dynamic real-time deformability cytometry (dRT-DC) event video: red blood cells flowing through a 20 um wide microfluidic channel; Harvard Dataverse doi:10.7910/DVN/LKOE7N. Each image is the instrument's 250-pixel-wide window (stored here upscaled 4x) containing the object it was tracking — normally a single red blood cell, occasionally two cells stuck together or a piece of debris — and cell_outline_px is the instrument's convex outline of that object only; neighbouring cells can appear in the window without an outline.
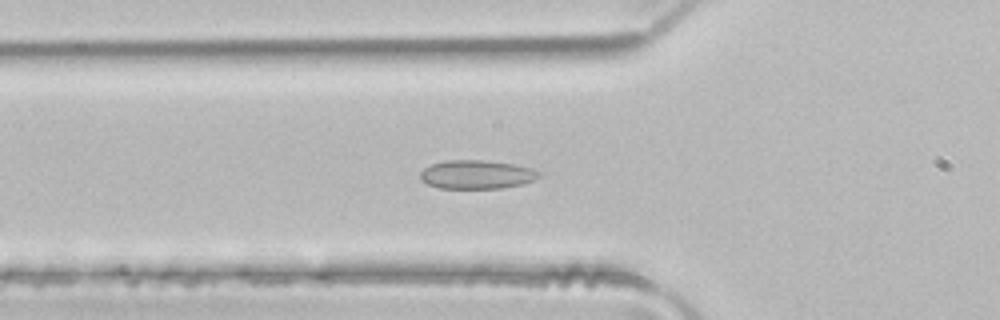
{"species": "common noctule bat (a hibernating species)", "species_latin": "Nyctalus noctula", "temperature_condition": "room temperature", "stored_images_in_passage": 41, "camera_frame_rate_fps": 3000, "um_per_image_px": 0.085, "animal": {"sex": "male", "body_mass_g": 21.5, "forearm_length_mm": 52.0}, "frame": {"image": 1, "passage_image": 8, "time_ms": 2.333, "image_size_px": [1000, 320], "cell_outline_px": [[540, 176], [532, 180], [520, 184], [500, 188], [440, 188], [428, 184], [420, 180], [420, 172], [424, 168], [432, 164], [444, 160], [484, 160], [512, 164], [532, 168], [540, 172]], "centroid_in_image_um": [40.48, 14.82], "position_along_channel_um": 85.3, "area_um2": 19.71}}
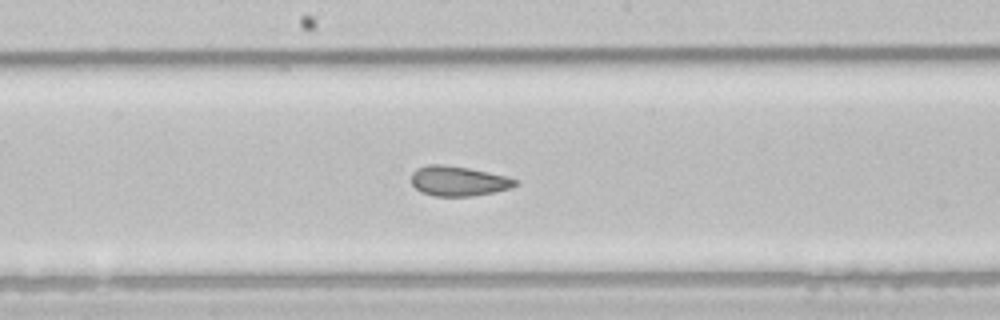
{"frame": {"image": 2, "passage_image": 17, "time_ms": 5.333, "image_size_px": [1000, 320], "cell_outline_px": [[520, 184], [512, 188], [472, 196], [432, 196], [420, 192], [412, 184], [412, 172], [416, 168], [428, 164], [440, 164], [468, 168], [504, 176], [520, 180]], "centroid_in_image_um": [38.96, 15.39], "position_along_channel_um": 209.2, "area_um2": 18.15}}
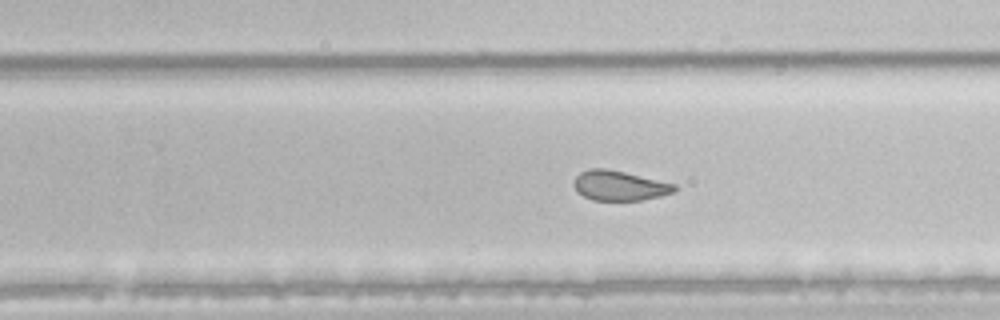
{"frame": {"image": 3, "passage_image": 22, "time_ms": 7.0, "image_size_px": [1000, 320], "cell_outline_px": [[676, 192], [644, 200], [592, 200], [576, 192], [572, 184], [576, 176], [580, 172], [588, 168], [604, 168], [624, 172], [676, 184]], "centroid_in_image_um": [52.62, 15.78], "position_along_channel_um": 277.2, "area_um2": 17.63}, "authors_computed_cell_mechanics": {"area_um2": 19.7098, "velocity_mm_per_s": 4.1025, "shape_relaxation_time_tau1_ms": 4.5961, "shape_relaxation_time_tau2_ms": 1.0532, "deformation_change_tau1": 0.1389, "deformation_change_tau2": 0.0534}}